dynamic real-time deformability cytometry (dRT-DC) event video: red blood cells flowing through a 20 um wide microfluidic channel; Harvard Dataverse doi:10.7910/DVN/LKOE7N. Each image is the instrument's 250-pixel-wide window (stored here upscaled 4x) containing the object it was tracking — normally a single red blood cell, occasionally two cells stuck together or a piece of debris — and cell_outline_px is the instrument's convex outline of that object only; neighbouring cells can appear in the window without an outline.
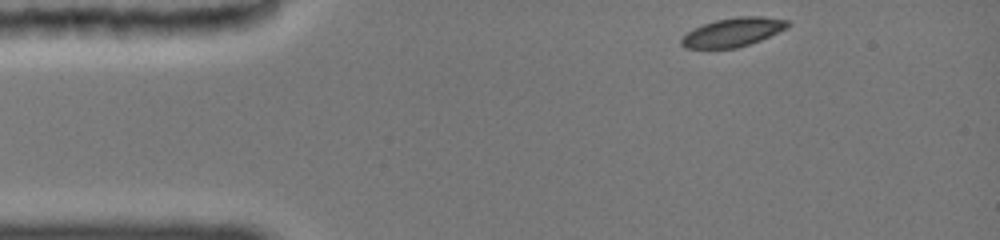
{"species": "common noctule bat (a hibernating species)", "species_latin": "Nyctalus noctula", "temperature_condition": "cold", "stored_images_in_passage": 40, "camera_frame_rate_fps": 3000, "um_per_image_px": 0.085, "animal": {"sex": "female", "body_mass_g": 19.0, "forearm_length_mm": 51.5}, "frame": {"image": 1, "passage_image": 1, "time_ms": 0.0, "image_size_px": [1000, 240], "cell_outline_px": [[792, 24], [788, 28], [760, 40], [736, 48], [684, 48], [680, 44], [680, 40], [688, 32], [704, 24], [716, 20], [740, 16], [760, 16], [788, 20]], "centroid_in_image_um": [62.33, 2.73], "position_along_channel_um": 22.7, "area_um2": 17.69}}
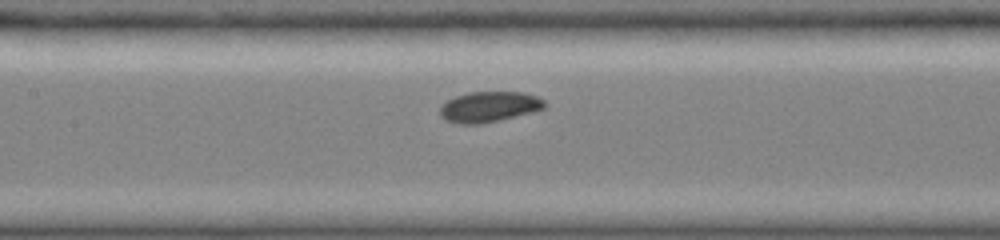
{"frame": {"image": 2, "passage_image": 17, "time_ms": 5.333, "image_size_px": [1000, 240], "cell_outline_px": [[548, 104], [544, 108], [496, 120], [476, 124], [464, 124], [448, 120], [440, 116], [440, 104], [456, 96], [468, 92], [524, 92], [536, 96], [544, 100]], "centroid_in_image_um": [41.55, 9.05], "position_along_channel_um": 165.8, "area_um2": 18.21}}
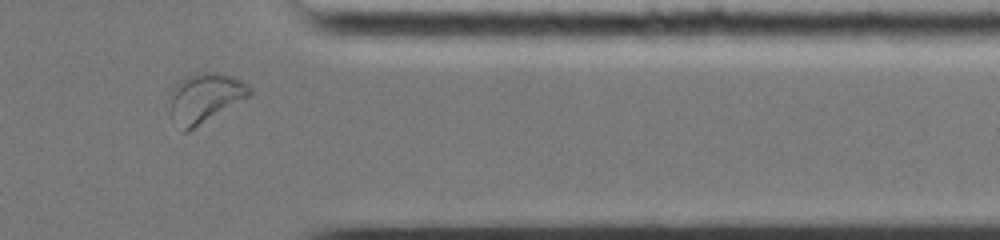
{"frame": {"image": 3, "passage_image": 35, "time_ms": 11.333, "image_size_px": [1000, 240], "cell_outline_px": [[252, 92], [248, 96], [188, 132], [180, 132], [172, 112], [172, 88], [184, 76], [196, 72], [216, 72], [232, 76], [248, 84], [252, 88]], "centroid_in_image_um": [17.43, 8.29], "position_along_channel_um": 394.0, "area_um2": 22.6}, "authors_computed_cell_mechanics": {"area_um2": 18.4382, "velocity_mm_per_s": 3.8388, "shape_relaxation_time_tau1_ms": 4.6143, "shape_relaxation_time_tau2_ms": 5.0255, "deformation_change_tau1": 0.0933, "deformation_change_tau2": 0.0852}}